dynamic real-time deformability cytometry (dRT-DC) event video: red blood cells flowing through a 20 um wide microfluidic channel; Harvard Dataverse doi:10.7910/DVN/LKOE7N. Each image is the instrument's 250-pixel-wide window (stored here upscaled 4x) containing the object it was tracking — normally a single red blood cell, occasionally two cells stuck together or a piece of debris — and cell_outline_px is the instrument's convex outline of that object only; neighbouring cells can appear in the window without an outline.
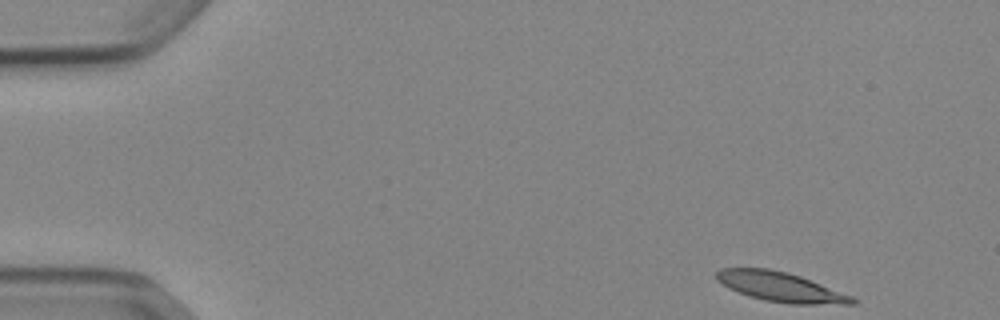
{"species": "Egyptian fruit bat (a non-hibernating species)", "species_latin": "Rousettus aegyptiacus", "temperature_condition": "cold", "stored_images_in_passage": 49, "camera_frame_rate_fps": 3000, "um_per_image_px": 0.085, "animal": {"sex": "female"}, "frame": {"image": 1, "passage_image": 1, "time_ms": 0.0, "image_size_px": [1000, 320], "cell_outline_px": [[860, 300], [856, 304], [788, 304], [764, 300], [748, 296], [728, 288], [716, 280], [716, 272], [720, 268], [768, 268], [788, 272], [800, 276], [852, 296]], "centroid_in_image_um": [66.34, 24.39], "position_along_channel_um": 18.7, "area_um2": 23.52}}
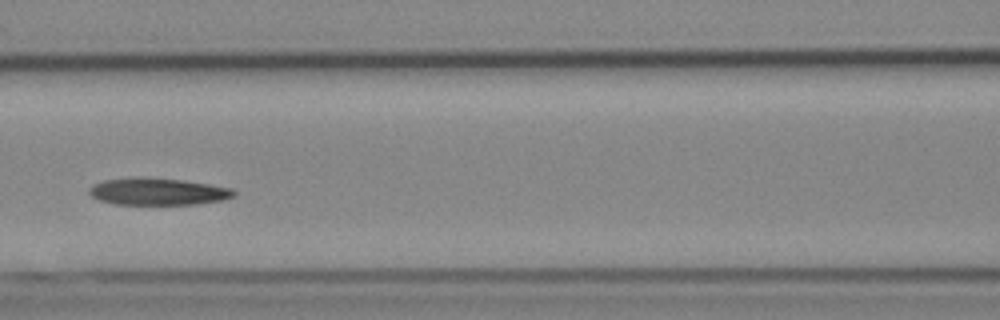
{"frame": {"image": 2, "passage_image": 20, "time_ms": 6.333, "image_size_px": [1000, 320], "cell_outline_px": [[236, 196], [224, 200], [196, 204], [112, 204], [100, 200], [92, 196], [88, 192], [88, 188], [92, 184], [104, 180], [132, 176], [144, 176], [184, 180], [232, 188], [236, 192]], "centroid_in_image_um": [13.4, 16.26], "position_along_channel_um": 153.2, "area_um2": 23.24}}
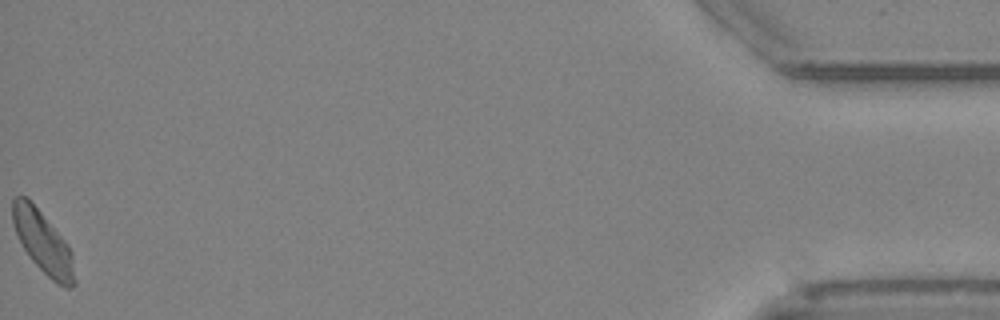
{"frame": {"image": 3, "passage_image": 49, "time_ms": 16.0, "image_size_px": [1000, 320], "cell_outline_px": [[76, 284], [72, 288], [64, 288], [56, 284], [28, 256], [12, 224], [12, 200], [16, 196], [28, 196], [68, 244], [72, 252], [76, 280]], "centroid_in_image_um": [3.68, 20.6], "position_along_channel_um": 431.5, "area_um2": 22.66}, "authors_computed_cell_mechanics": {"area_um2": 23.2356, "velocity_mm_per_s": 3.8366, "shape_relaxation_time_tau1_ms": null, "shape_relaxation_time_tau2_ms": 8.0879, "deformation_change_tau1": null, "deformation_change_tau2": 0.1552}}